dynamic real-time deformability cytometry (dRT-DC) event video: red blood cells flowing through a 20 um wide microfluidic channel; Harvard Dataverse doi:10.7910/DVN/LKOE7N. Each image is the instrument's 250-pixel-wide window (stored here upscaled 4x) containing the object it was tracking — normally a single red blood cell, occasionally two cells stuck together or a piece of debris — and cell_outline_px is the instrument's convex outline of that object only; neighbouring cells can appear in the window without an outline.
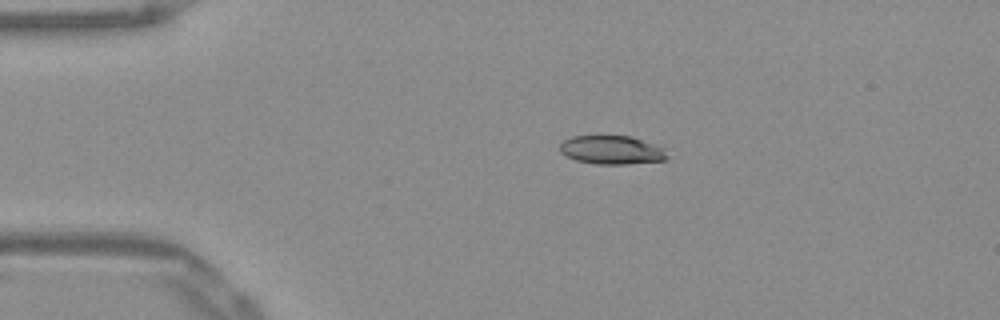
{"species": "Egyptian fruit bat (a non-hibernating species)", "species_latin": "Rousettus aegyptiacus", "temperature_condition": "warm", "stored_images_in_passage": 38, "camera_frame_rate_fps": 3000, "um_per_image_px": 0.085, "frame": {"image": 1, "passage_image": 1, "time_ms": 0.0, "image_size_px": [1000, 320], "cell_outline_px": [[668, 160], [628, 164], [596, 164], [576, 160], [560, 152], [560, 144], [564, 140], [572, 136], [632, 136], [664, 148], [668, 156]], "centroid_in_image_um": [52.02, 12.75], "position_along_channel_um": 33.0, "area_um2": 17.92}}
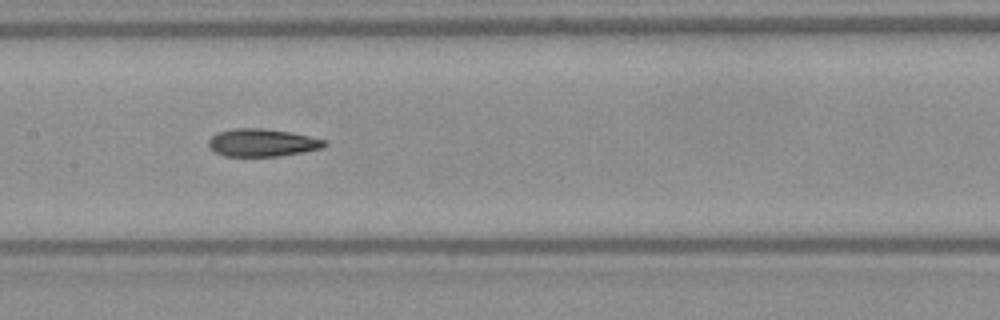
{"frame": {"image": 2, "passage_image": 16, "time_ms": 5.0, "image_size_px": [1000, 320], "cell_outline_px": [[328, 144], [320, 148], [300, 152], [276, 156], [224, 156], [208, 148], [208, 140], [216, 132], [232, 128], [260, 128], [292, 132], [328, 140]], "centroid_in_image_um": [22.26, 12.11], "position_along_channel_um": 185.1, "area_um2": 18.79}}
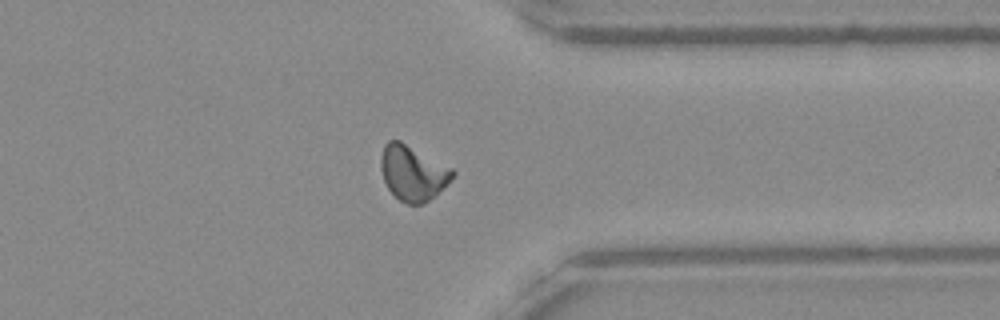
{"frame": {"image": 3, "passage_image": 32, "time_ms": 10.333, "image_size_px": [1000, 320], "cell_outline_px": [[456, 172], [424, 204], [408, 204], [400, 200], [388, 188], [384, 180], [380, 168], [380, 156], [384, 144], [388, 140], [400, 140], [452, 168]], "centroid_in_image_um": [35.02, 14.66], "position_along_channel_um": 376.4, "area_um2": 22.54}}